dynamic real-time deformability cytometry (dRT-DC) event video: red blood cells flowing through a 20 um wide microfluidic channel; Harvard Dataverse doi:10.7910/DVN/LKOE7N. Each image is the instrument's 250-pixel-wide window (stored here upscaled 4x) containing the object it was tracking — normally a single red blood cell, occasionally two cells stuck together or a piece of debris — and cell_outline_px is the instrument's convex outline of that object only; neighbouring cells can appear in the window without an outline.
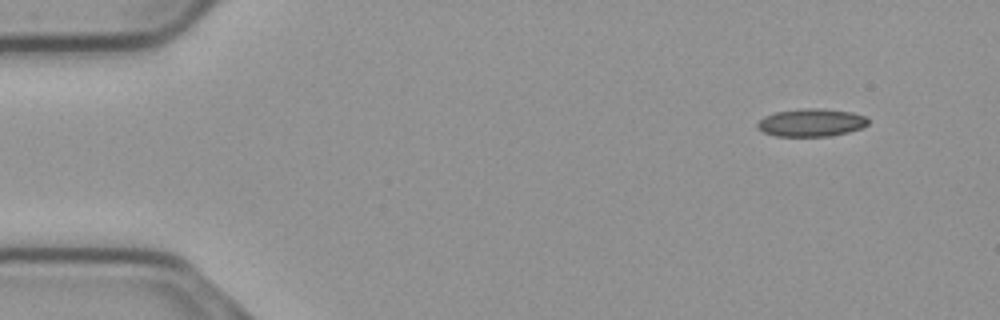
{"species": "common noctule bat (a hibernating species)", "species_latin": "Nyctalus noctula", "temperature_condition": "cold", "stored_images_in_passage": 12, "camera_frame_rate_fps": 3000, "um_per_image_px": 0.085, "animal": {"sex": "male", "body_mass_g": 23.1, "forearm_length_mm": 52.7}, "frame": {"image": 1, "passage_image": 1, "time_ms": 0.0, "image_size_px": [1000, 320], "cell_outline_px": [[868, 124], [860, 128], [848, 132], [828, 136], [776, 136], [764, 132], [756, 128], [756, 124], [764, 116], [776, 112], [804, 108], [820, 108], [852, 112], [864, 116], [868, 120]], "centroid_in_image_um": [68.93, 10.42], "position_along_channel_um": 16.1, "area_um2": 17.86}}
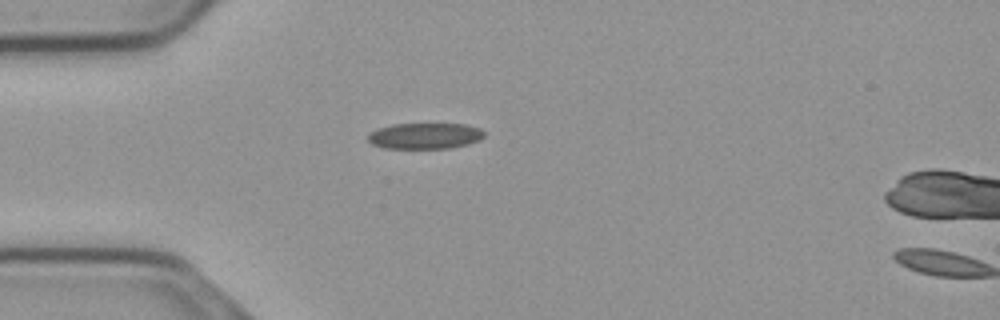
{"frame": {"image": 2, "passage_image": 11, "time_ms": 3.333, "image_size_px": [1000, 320], "cell_outline_px": [[484, 136], [468, 144], [448, 148], [384, 148], [372, 144], [368, 140], [368, 132], [392, 124], [464, 124], [480, 128], [484, 132]], "centroid_in_image_um": [36.09, 11.54], "position_along_channel_um": 48.9, "area_um2": 17.46}}